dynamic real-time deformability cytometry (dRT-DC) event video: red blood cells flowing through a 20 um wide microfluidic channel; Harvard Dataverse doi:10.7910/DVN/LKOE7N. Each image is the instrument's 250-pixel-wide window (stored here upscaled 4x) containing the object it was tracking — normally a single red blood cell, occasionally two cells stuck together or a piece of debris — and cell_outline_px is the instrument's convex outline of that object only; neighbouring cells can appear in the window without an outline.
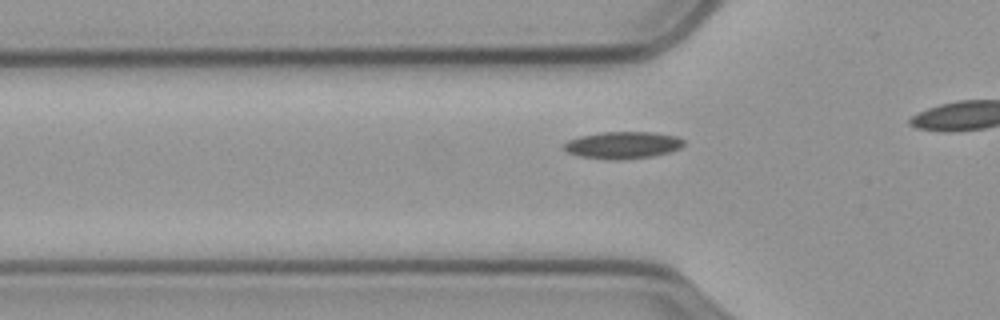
{"species": "common noctule bat (a hibernating species)", "species_latin": "Nyctalus noctula", "temperature_condition": "cold", "stored_images_in_passage": 30, "camera_frame_rate_fps": 3000, "um_per_image_px": 0.085, "animal": {"sex": "male", "body_mass_g": 23.1, "forearm_length_mm": 52.7}, "frame": {"image": 1, "passage_image": 3, "time_ms": 0.667, "image_size_px": [1000, 320], "cell_outline_px": [[684, 144], [680, 148], [668, 152], [652, 156], [616, 160], [612, 160], [580, 156], [568, 152], [560, 148], [568, 140], [580, 136], [600, 132], [656, 132], [676, 136], [684, 140]], "centroid_in_image_um": [52.91, 12.32], "position_along_channel_um": 72.9, "area_um2": 18.9}}
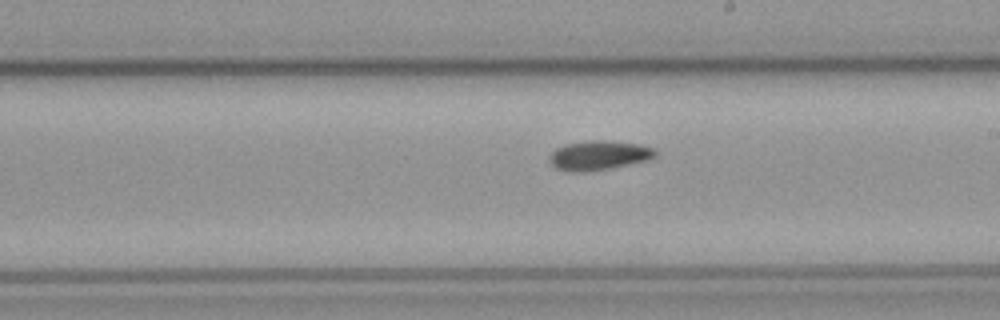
{"frame": {"image": 2, "passage_image": 17, "time_ms": 5.333, "image_size_px": [1000, 320], "cell_outline_px": [[656, 156], [648, 160], [608, 168], [584, 172], [572, 172], [556, 168], [548, 160], [548, 156], [556, 148], [564, 144], [588, 140], [608, 140], [640, 144], [652, 148], [656, 152]], "centroid_in_image_um": [50.86, 13.19], "position_along_channel_um": 238.1, "area_um2": 18.15}}
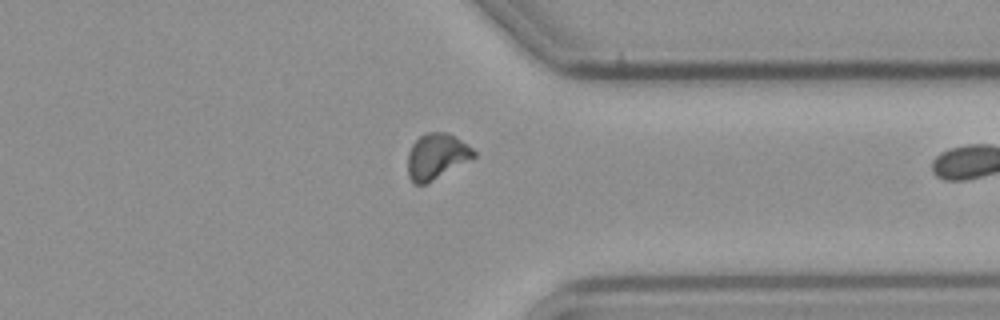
{"frame": {"image": 3, "passage_image": 29, "time_ms": 9.333, "image_size_px": [1000, 320], "cell_outline_px": [[476, 156], [432, 180], [424, 184], [412, 184], [408, 176], [408, 152], [412, 144], [424, 132], [448, 132], [472, 148], [476, 152]], "centroid_in_image_um": [37.07, 13.27], "position_along_channel_um": 374.3, "area_um2": 17.34}}